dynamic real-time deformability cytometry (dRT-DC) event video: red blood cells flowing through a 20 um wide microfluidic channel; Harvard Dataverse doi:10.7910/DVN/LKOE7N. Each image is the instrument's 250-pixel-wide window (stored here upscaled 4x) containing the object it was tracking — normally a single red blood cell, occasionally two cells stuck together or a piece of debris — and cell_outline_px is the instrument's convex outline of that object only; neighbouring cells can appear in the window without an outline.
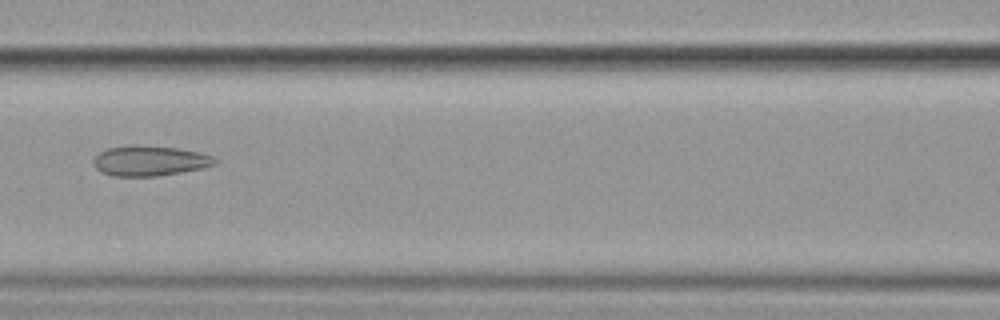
{"species": "common noctule bat (a hibernating species)", "species_latin": "Nyctalus noctula", "temperature_condition": "cold", "stored_images_in_passage": 9, "camera_frame_rate_fps": 3000, "um_per_image_px": 0.085, "animal": {"sex": "female", "body_mass_g": 19.9}, "frame": {"image": 1, "passage_image": 6, "time_ms": 6.667, "image_size_px": [1000, 320], "cell_outline_px": [[220, 160], [216, 164], [204, 168], [156, 176], [112, 176], [100, 172], [92, 164], [92, 160], [100, 152], [108, 148], [176, 148], [200, 152], [212, 156]], "centroid_in_image_um": [12.77, 13.72], "position_along_channel_um": 153.8, "area_um2": 20.58}}
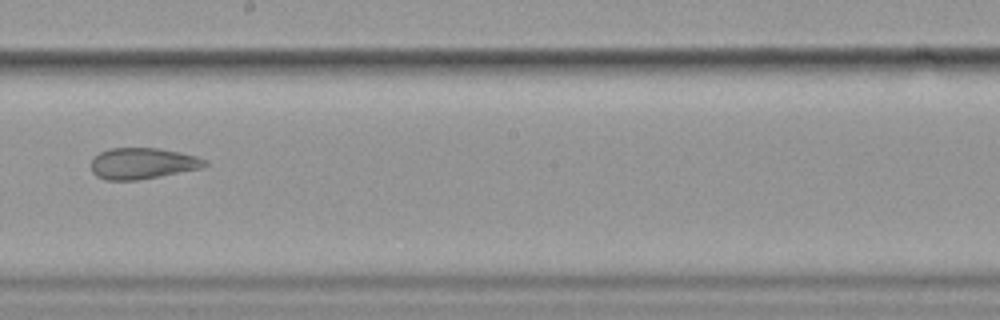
{"frame": {"image": 2, "passage_image": 8, "time_ms": 9.0, "image_size_px": [1000, 320], "cell_outline_px": [[208, 164], [200, 168], [140, 180], [108, 180], [96, 176], [92, 172], [92, 160], [100, 152], [108, 148], [160, 148], [180, 152], [196, 156], [208, 160]], "centroid_in_image_um": [12.12, 13.88], "position_along_channel_um": 236.1, "area_um2": 20.63}}
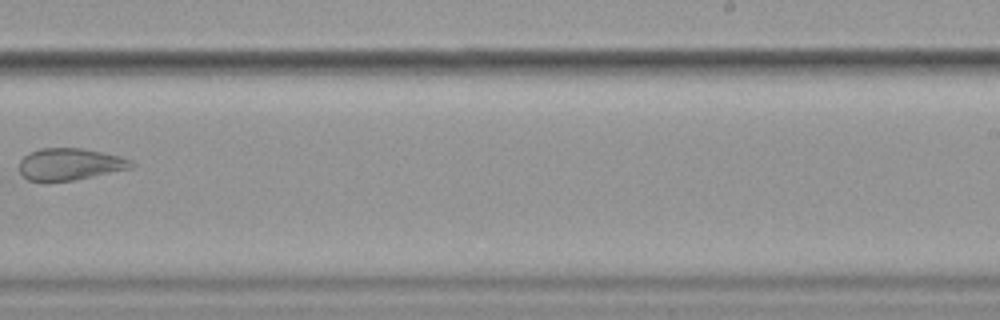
{"frame": {"image": 3, "passage_image": 9, "time_ms": 10.333, "image_size_px": [1000, 320], "cell_outline_px": [[136, 164], [132, 168], [72, 180], [28, 180], [20, 172], [20, 160], [28, 152], [40, 148], [84, 148], [120, 156], [132, 160]], "centroid_in_image_um": [5.97, 13.93], "position_along_channel_um": 283.0, "area_um2": 20.63}}